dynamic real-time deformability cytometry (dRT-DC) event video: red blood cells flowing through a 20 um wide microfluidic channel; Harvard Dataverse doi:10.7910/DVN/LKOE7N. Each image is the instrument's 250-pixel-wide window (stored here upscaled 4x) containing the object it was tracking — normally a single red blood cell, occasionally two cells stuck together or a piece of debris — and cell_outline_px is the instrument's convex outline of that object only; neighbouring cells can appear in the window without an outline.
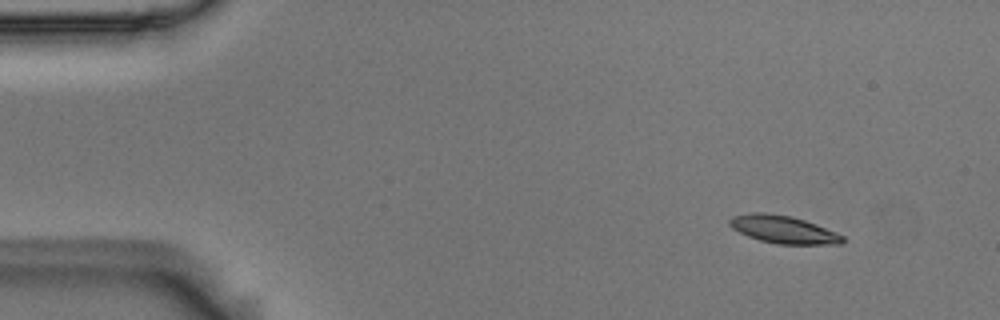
{"species": "Egyptian fruit bat (a non-hibernating species)", "species_latin": "Rousettus aegyptiacus", "temperature_condition": "room temperature", "stored_images_in_passage": 5, "camera_frame_rate_fps": 3000, "um_per_image_px": 0.085, "animal": {"sex": "male"}, "frame": {"image": 1, "passage_image": 1, "time_ms": 0.0, "image_size_px": [1000, 320], "cell_outline_px": [[844, 240], [840, 244], [776, 244], [760, 240], [748, 236], [732, 228], [728, 224], [728, 220], [732, 216], [752, 212], [764, 212], [792, 216], [816, 224], [836, 232], [844, 236]], "centroid_in_image_um": [66.56, 19.5], "position_along_channel_um": 18.4, "area_um2": 18.26}}
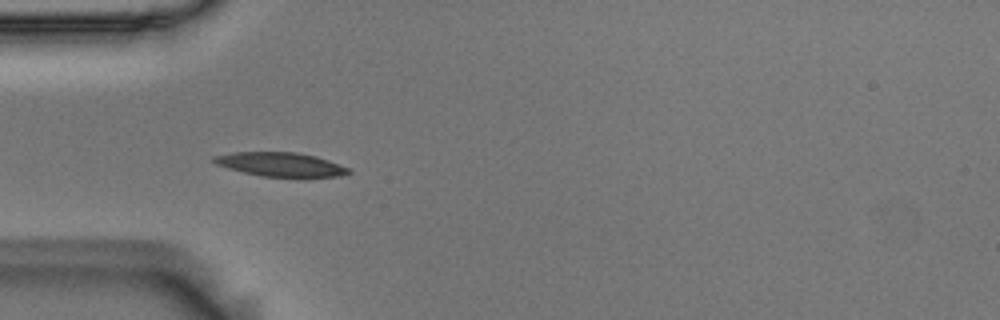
{"frame": {"image": 2, "passage_image": 4, "time_ms": 1.0, "image_size_px": [1000, 320], "cell_outline_px": [[352, 172], [340, 176], [300, 180], [260, 176], [228, 168], [216, 164], [212, 160], [212, 156], [232, 152], [296, 152], [316, 156], [328, 160], [348, 168]], "centroid_in_image_um": [23.9, 14.02], "position_along_channel_um": 61.1, "area_um2": 19.71}}
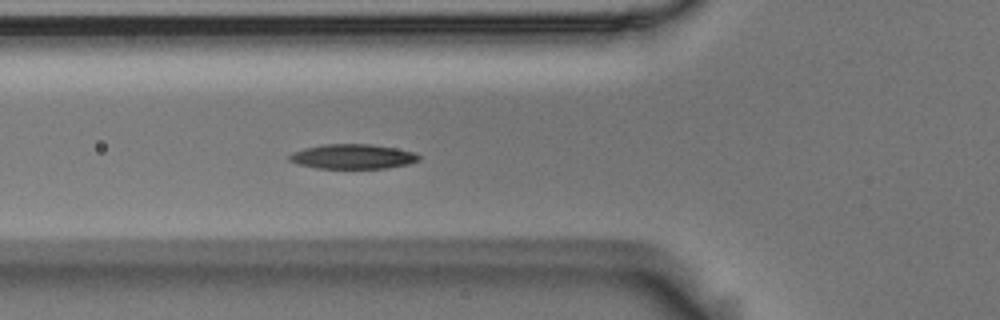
{"frame": {"image": 3, "passage_image": 5, "time_ms": 1.333, "image_size_px": [1000, 320], "cell_outline_px": [[420, 160], [408, 164], [388, 168], [316, 168], [300, 164], [288, 160], [288, 156], [292, 152], [304, 148], [320, 144], [372, 144], [396, 148], [416, 152], [420, 156]], "centroid_in_image_um": [30.0, 13.29], "position_along_channel_um": 95.8, "area_um2": 18.79}}